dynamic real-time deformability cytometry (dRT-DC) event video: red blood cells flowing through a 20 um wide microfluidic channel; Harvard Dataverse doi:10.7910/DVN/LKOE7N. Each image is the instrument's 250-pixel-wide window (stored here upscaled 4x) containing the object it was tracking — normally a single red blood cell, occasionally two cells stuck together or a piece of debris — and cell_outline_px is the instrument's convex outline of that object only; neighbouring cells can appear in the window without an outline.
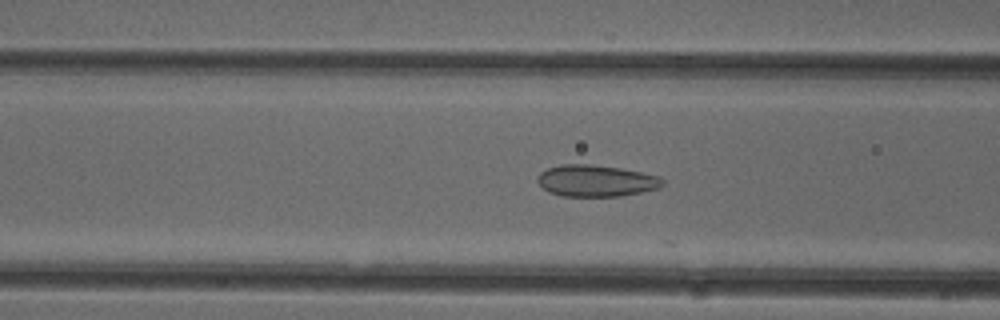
{"species": "common noctule bat (a hibernating species)", "species_latin": "Nyctalus noctula", "temperature_condition": "cold", "stored_images_in_passage": 51, "camera_frame_rate_fps": 3000, "um_per_image_px": 0.085, "animal": {"sex": "female"}, "frame": {"image": 1, "passage_image": 20, "time_ms": 6.333, "image_size_px": [1000, 320], "cell_outline_px": [[664, 184], [660, 188], [620, 196], [564, 196], [548, 192], [536, 180], [540, 172], [548, 168], [560, 164], [588, 164], [620, 168], [660, 176], [664, 180]], "centroid_in_image_um": [50.67, 15.36], "position_along_channel_um": 115.9, "area_um2": 23.0}}
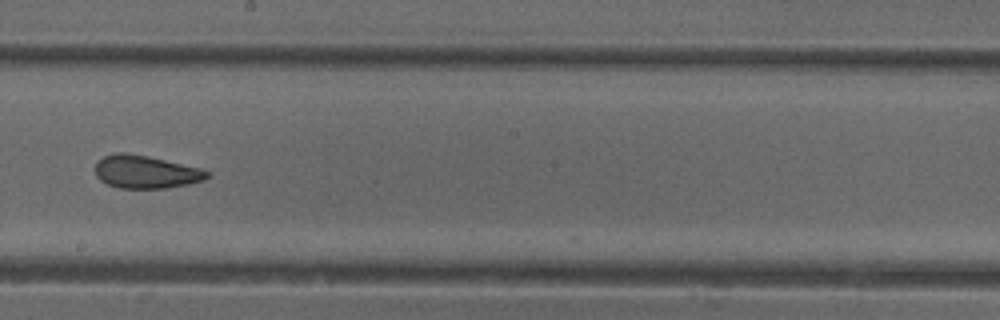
{"frame": {"image": 2, "passage_image": 29, "time_ms": 9.333, "image_size_px": [1000, 320], "cell_outline_px": [[208, 176], [204, 180], [188, 184], [168, 188], [120, 188], [108, 184], [100, 180], [96, 176], [96, 164], [104, 156], [116, 152], [124, 152], [148, 156], [200, 168], [208, 172]], "centroid_in_image_um": [12.38, 14.61], "position_along_channel_um": 235.8, "area_um2": 21.27}}
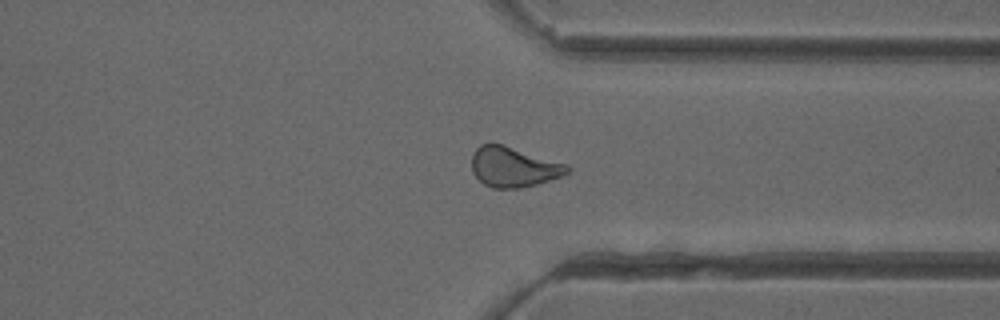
{"frame": {"image": 3, "passage_image": 39, "time_ms": 12.667, "image_size_px": [1000, 320], "cell_outline_px": [[572, 168], [568, 172], [560, 176], [536, 184], [520, 188], [492, 188], [484, 184], [472, 172], [472, 152], [480, 144], [504, 144], [568, 164]], "centroid_in_image_um": [43.65, 14.18], "position_along_channel_um": 367.8, "area_um2": 22.37}, "authors_computed_cell_mechanics": {"area_um2": 22.6576, "velocity_mm_per_s": 3.9887, "shape_relaxation_time_tau1_ms": null, "shape_relaxation_time_tau2_ms": 1.7641, "deformation_change_tau1": null, "deformation_change_tau2": 0.0827}}